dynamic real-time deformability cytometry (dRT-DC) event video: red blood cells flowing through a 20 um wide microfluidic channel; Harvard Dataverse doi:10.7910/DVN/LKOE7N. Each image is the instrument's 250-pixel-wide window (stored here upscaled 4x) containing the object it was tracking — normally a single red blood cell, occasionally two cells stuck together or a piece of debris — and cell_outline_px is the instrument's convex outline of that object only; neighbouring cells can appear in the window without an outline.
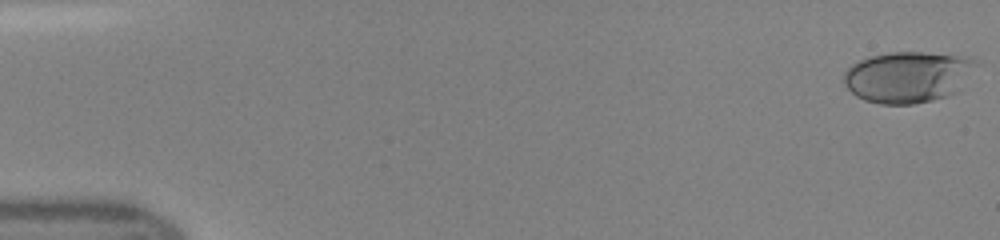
{"species": "human", "species_latin": "Homo sapiens", "temperature_condition": "room temperature", "stored_images_in_passage": 47, "camera_frame_rate_fps": 3000, "um_per_image_px": 0.085, "donor": {"sex": "female"}, "frame": {"image": 1, "passage_image": 1, "time_ms": 0.0, "image_size_px": [1000, 240], "cell_outline_px": [[980, 64], [956, 92], [948, 96], [932, 100], [912, 104], [880, 104], [864, 100], [856, 96], [844, 84], [844, 72], [852, 64], [860, 60], [872, 56], [892, 52], [924, 52], [964, 56], [976, 60]], "centroid_in_image_um": [77.2, 6.53], "position_along_channel_um": 7.8, "area_um2": 39.54}}
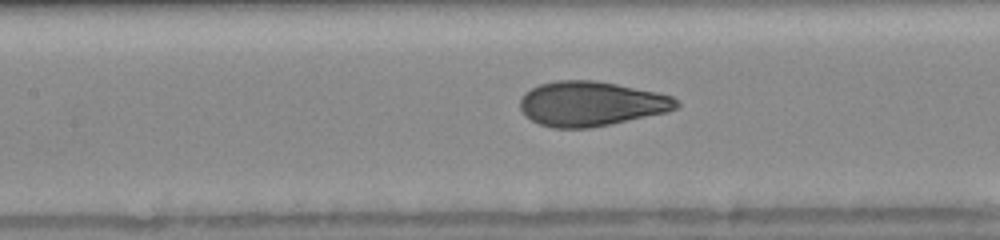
{"frame": {"image": 2, "passage_image": 22, "time_ms": 7.0, "image_size_px": [1000, 240], "cell_outline_px": [[680, 104], [676, 108], [668, 112], [588, 128], [552, 128], [540, 124], [524, 116], [520, 108], [520, 100], [524, 92], [540, 84], [556, 80], [596, 80], [656, 92], [672, 96]], "centroid_in_image_um": [50.21, 8.81], "position_along_channel_um": 157.2, "area_um2": 40.63}}
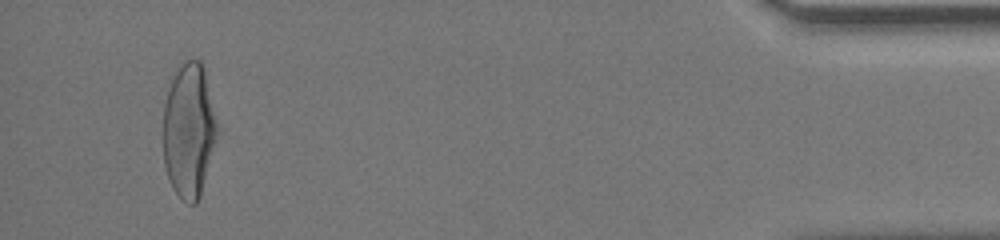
{"frame": {"image": 3, "passage_image": 45, "time_ms": 14.667, "image_size_px": [1000, 240], "cell_outline_px": [[216, 140], [200, 196], [196, 204], [188, 204], [172, 188], [164, 164], [164, 104], [172, 80], [180, 60], [200, 60], [204, 68], [216, 120]], "centroid_in_image_um": [16.05, 11.07], "position_along_channel_um": 419.2, "area_um2": 41.79}}